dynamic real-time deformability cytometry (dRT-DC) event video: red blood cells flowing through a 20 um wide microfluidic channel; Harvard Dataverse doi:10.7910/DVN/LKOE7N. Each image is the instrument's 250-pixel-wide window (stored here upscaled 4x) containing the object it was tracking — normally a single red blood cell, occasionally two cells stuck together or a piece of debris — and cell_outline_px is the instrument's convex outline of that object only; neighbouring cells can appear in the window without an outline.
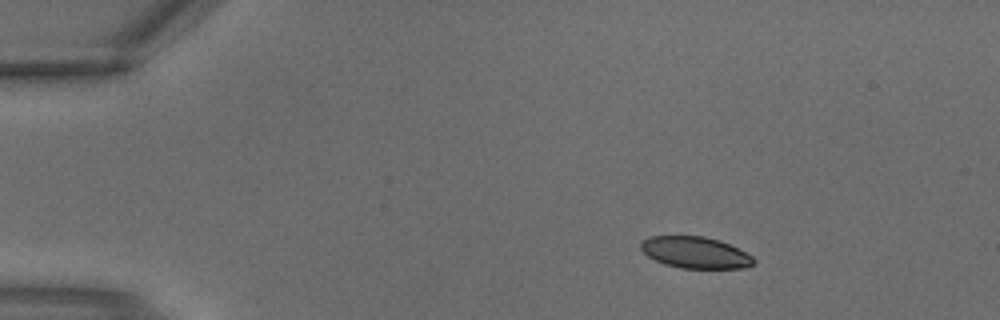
{"species": "common noctule bat (a hibernating species)", "species_latin": "Nyctalus noctula", "temperature_condition": "warm", "stored_images_in_passage": 1, "camera_frame_rate_fps": 3000, "um_per_image_px": 0.085, "animal": {"sex": "male", "body_mass_g": 18.8}, "frame": {"image": 1, "passage_image": 1, "time_ms": 0.0, "image_size_px": [1000, 320], "cell_outline_px": [[756, 260], [748, 268], [680, 268], [664, 264], [648, 256], [640, 248], [640, 244], [644, 240], [652, 236], [704, 236], [720, 240], [752, 256]], "centroid_in_image_um": [59.1, 21.47], "position_along_channel_um": 25.9, "area_um2": 20.58}}